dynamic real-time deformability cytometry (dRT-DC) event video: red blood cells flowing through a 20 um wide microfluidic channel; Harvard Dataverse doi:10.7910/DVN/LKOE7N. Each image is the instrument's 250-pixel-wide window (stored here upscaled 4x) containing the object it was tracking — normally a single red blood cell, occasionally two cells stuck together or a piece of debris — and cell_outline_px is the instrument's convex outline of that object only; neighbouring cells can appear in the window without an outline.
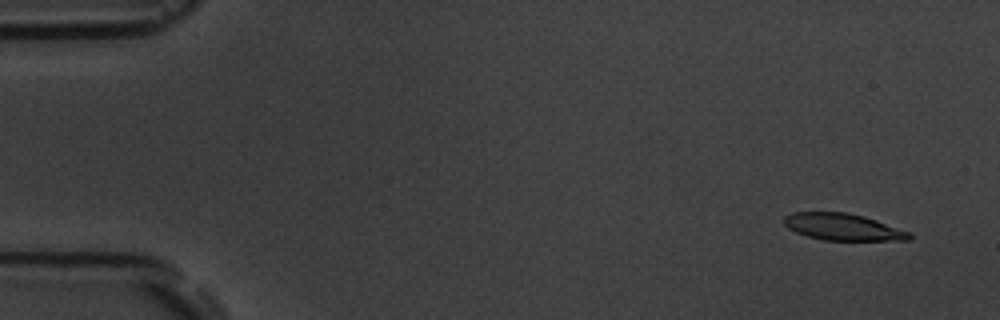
{"species": "common noctule bat (a hibernating species)", "species_latin": "Nyctalus noctula", "temperature_condition": "room temperature", "stored_images_in_passage": 5, "camera_frame_rate_fps": 3000, "um_per_image_px": 0.085, "animal": {"sex": "male", "body_mass_g": 19.5, "forearm_length_mm": 54.6}, "frame": {"image": 1, "passage_image": 2, "time_ms": 1.0, "image_size_px": [1000, 320], "cell_outline_px": [[912, 236], [908, 240], [824, 240], [808, 236], [796, 232], [788, 228], [784, 224], [784, 216], [792, 212], [844, 212], [864, 216], [912, 232]], "centroid_in_image_um": [71.65, 19.29], "position_along_channel_um": 13.3, "area_um2": 19.54}}
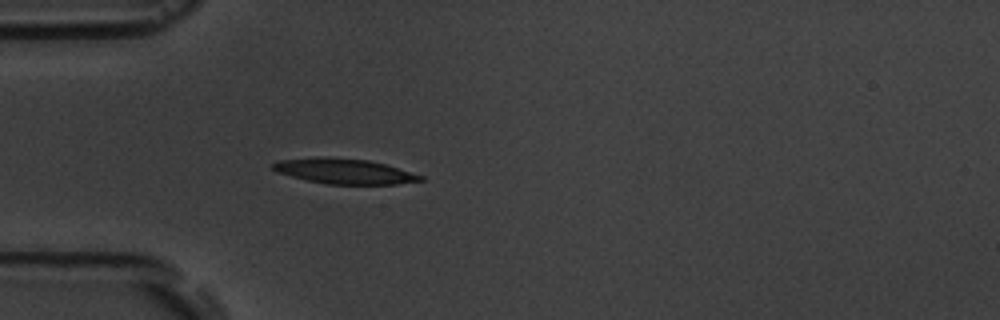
{"frame": {"image": 2, "passage_image": 5, "time_ms": 5.333, "image_size_px": [1000, 320], "cell_outline_px": [[424, 180], [396, 184], [328, 184], [308, 180], [276, 172], [272, 168], [272, 164], [280, 160], [316, 156], [324, 156], [368, 160], [384, 164], [424, 176]], "centroid_in_image_um": [29.24, 14.54], "position_along_channel_um": 55.8, "area_um2": 21.56}}